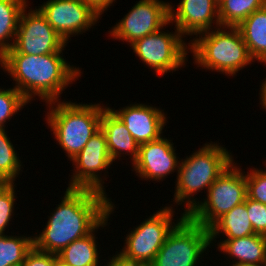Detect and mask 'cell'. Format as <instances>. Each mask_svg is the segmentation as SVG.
I'll return each mask as SVG.
<instances>
[{
	"mask_svg": "<svg viewBox=\"0 0 266 266\" xmlns=\"http://www.w3.org/2000/svg\"><path fill=\"white\" fill-rule=\"evenodd\" d=\"M245 177L247 197L266 205V170L252 168L249 172L247 171Z\"/></svg>",
	"mask_w": 266,
	"mask_h": 266,
	"instance_id": "obj_28",
	"label": "cell"
},
{
	"mask_svg": "<svg viewBox=\"0 0 266 266\" xmlns=\"http://www.w3.org/2000/svg\"><path fill=\"white\" fill-rule=\"evenodd\" d=\"M87 4L99 17L104 14L108 7L116 2V0H82Z\"/></svg>",
	"mask_w": 266,
	"mask_h": 266,
	"instance_id": "obj_31",
	"label": "cell"
},
{
	"mask_svg": "<svg viewBox=\"0 0 266 266\" xmlns=\"http://www.w3.org/2000/svg\"><path fill=\"white\" fill-rule=\"evenodd\" d=\"M115 207L116 206L111 201L107 217L90 234L76 239L62 249L57 254L58 259L68 266H99L100 252L97 248V237H95V232L100 229L99 227L103 229L109 224L108 220L110 215L113 214L112 212Z\"/></svg>",
	"mask_w": 266,
	"mask_h": 266,
	"instance_id": "obj_19",
	"label": "cell"
},
{
	"mask_svg": "<svg viewBox=\"0 0 266 266\" xmlns=\"http://www.w3.org/2000/svg\"><path fill=\"white\" fill-rule=\"evenodd\" d=\"M111 198L91 189L67 188L40 234L36 249L58 254L76 239L90 234L108 215Z\"/></svg>",
	"mask_w": 266,
	"mask_h": 266,
	"instance_id": "obj_1",
	"label": "cell"
},
{
	"mask_svg": "<svg viewBox=\"0 0 266 266\" xmlns=\"http://www.w3.org/2000/svg\"><path fill=\"white\" fill-rule=\"evenodd\" d=\"M218 251L232 259L229 266L250 264L266 265V236L252 234L236 239H224L217 243Z\"/></svg>",
	"mask_w": 266,
	"mask_h": 266,
	"instance_id": "obj_18",
	"label": "cell"
},
{
	"mask_svg": "<svg viewBox=\"0 0 266 266\" xmlns=\"http://www.w3.org/2000/svg\"><path fill=\"white\" fill-rule=\"evenodd\" d=\"M15 184L0 181V235L5 234V230L14 215V204L16 202Z\"/></svg>",
	"mask_w": 266,
	"mask_h": 266,
	"instance_id": "obj_27",
	"label": "cell"
},
{
	"mask_svg": "<svg viewBox=\"0 0 266 266\" xmlns=\"http://www.w3.org/2000/svg\"><path fill=\"white\" fill-rule=\"evenodd\" d=\"M0 66L13 78L14 83L16 82L13 87L29 103L36 96L46 104L59 101L63 91L73 81L78 80L82 73L79 67L70 65L63 58V53L37 56L5 53L0 58Z\"/></svg>",
	"mask_w": 266,
	"mask_h": 266,
	"instance_id": "obj_2",
	"label": "cell"
},
{
	"mask_svg": "<svg viewBox=\"0 0 266 266\" xmlns=\"http://www.w3.org/2000/svg\"><path fill=\"white\" fill-rule=\"evenodd\" d=\"M174 210L171 206L162 207L134 227L127 234L124 247L113 258L128 266H149L169 233L186 216L182 213L175 223Z\"/></svg>",
	"mask_w": 266,
	"mask_h": 266,
	"instance_id": "obj_6",
	"label": "cell"
},
{
	"mask_svg": "<svg viewBox=\"0 0 266 266\" xmlns=\"http://www.w3.org/2000/svg\"><path fill=\"white\" fill-rule=\"evenodd\" d=\"M38 9L66 43L74 35L88 31L102 18L82 0H48Z\"/></svg>",
	"mask_w": 266,
	"mask_h": 266,
	"instance_id": "obj_13",
	"label": "cell"
},
{
	"mask_svg": "<svg viewBox=\"0 0 266 266\" xmlns=\"http://www.w3.org/2000/svg\"><path fill=\"white\" fill-rule=\"evenodd\" d=\"M265 81L262 82L259 92L260 97V105L262 106V109L266 110V78H264Z\"/></svg>",
	"mask_w": 266,
	"mask_h": 266,
	"instance_id": "obj_32",
	"label": "cell"
},
{
	"mask_svg": "<svg viewBox=\"0 0 266 266\" xmlns=\"http://www.w3.org/2000/svg\"><path fill=\"white\" fill-rule=\"evenodd\" d=\"M245 204L255 234L266 236V205L248 197L245 199Z\"/></svg>",
	"mask_w": 266,
	"mask_h": 266,
	"instance_id": "obj_29",
	"label": "cell"
},
{
	"mask_svg": "<svg viewBox=\"0 0 266 266\" xmlns=\"http://www.w3.org/2000/svg\"><path fill=\"white\" fill-rule=\"evenodd\" d=\"M22 162L7 135L5 129H0V181L15 183L20 174Z\"/></svg>",
	"mask_w": 266,
	"mask_h": 266,
	"instance_id": "obj_25",
	"label": "cell"
},
{
	"mask_svg": "<svg viewBox=\"0 0 266 266\" xmlns=\"http://www.w3.org/2000/svg\"><path fill=\"white\" fill-rule=\"evenodd\" d=\"M233 161L208 188L203 201L187 215L193 222L209 228L218 218L245 202L247 182L245 171Z\"/></svg>",
	"mask_w": 266,
	"mask_h": 266,
	"instance_id": "obj_7",
	"label": "cell"
},
{
	"mask_svg": "<svg viewBox=\"0 0 266 266\" xmlns=\"http://www.w3.org/2000/svg\"><path fill=\"white\" fill-rule=\"evenodd\" d=\"M211 141L202 148L195 150L192 155L181 159L176 178L174 202L185 204L184 214L188 215L198 204L194 199L197 192L208 188L234 161L231 152L226 147Z\"/></svg>",
	"mask_w": 266,
	"mask_h": 266,
	"instance_id": "obj_3",
	"label": "cell"
},
{
	"mask_svg": "<svg viewBox=\"0 0 266 266\" xmlns=\"http://www.w3.org/2000/svg\"><path fill=\"white\" fill-rule=\"evenodd\" d=\"M169 4L161 0H140L108 31L109 36L131 45L146 35L168 27Z\"/></svg>",
	"mask_w": 266,
	"mask_h": 266,
	"instance_id": "obj_11",
	"label": "cell"
},
{
	"mask_svg": "<svg viewBox=\"0 0 266 266\" xmlns=\"http://www.w3.org/2000/svg\"><path fill=\"white\" fill-rule=\"evenodd\" d=\"M55 262L56 254L38 250L33 246L21 266H54Z\"/></svg>",
	"mask_w": 266,
	"mask_h": 266,
	"instance_id": "obj_30",
	"label": "cell"
},
{
	"mask_svg": "<svg viewBox=\"0 0 266 266\" xmlns=\"http://www.w3.org/2000/svg\"><path fill=\"white\" fill-rule=\"evenodd\" d=\"M49 108L45 117L54 138L73 159L89 139L101 129V116L106 107L102 104H80L71 101H54L46 104Z\"/></svg>",
	"mask_w": 266,
	"mask_h": 266,
	"instance_id": "obj_5",
	"label": "cell"
},
{
	"mask_svg": "<svg viewBox=\"0 0 266 266\" xmlns=\"http://www.w3.org/2000/svg\"><path fill=\"white\" fill-rule=\"evenodd\" d=\"M210 246L209 230L186 215L169 233L149 266H198Z\"/></svg>",
	"mask_w": 266,
	"mask_h": 266,
	"instance_id": "obj_8",
	"label": "cell"
},
{
	"mask_svg": "<svg viewBox=\"0 0 266 266\" xmlns=\"http://www.w3.org/2000/svg\"><path fill=\"white\" fill-rule=\"evenodd\" d=\"M27 2L28 0H0V58L13 47L19 18L22 10L29 4Z\"/></svg>",
	"mask_w": 266,
	"mask_h": 266,
	"instance_id": "obj_22",
	"label": "cell"
},
{
	"mask_svg": "<svg viewBox=\"0 0 266 266\" xmlns=\"http://www.w3.org/2000/svg\"><path fill=\"white\" fill-rule=\"evenodd\" d=\"M33 246V236L0 235V266H21Z\"/></svg>",
	"mask_w": 266,
	"mask_h": 266,
	"instance_id": "obj_24",
	"label": "cell"
},
{
	"mask_svg": "<svg viewBox=\"0 0 266 266\" xmlns=\"http://www.w3.org/2000/svg\"><path fill=\"white\" fill-rule=\"evenodd\" d=\"M70 161L74 165V171L67 188L91 189L103 194L107 193L101 172L113 165V161L107 149L105 133L101 129Z\"/></svg>",
	"mask_w": 266,
	"mask_h": 266,
	"instance_id": "obj_12",
	"label": "cell"
},
{
	"mask_svg": "<svg viewBox=\"0 0 266 266\" xmlns=\"http://www.w3.org/2000/svg\"><path fill=\"white\" fill-rule=\"evenodd\" d=\"M22 10L13 47L6 53L45 55L63 53L67 43L48 23L39 9Z\"/></svg>",
	"mask_w": 266,
	"mask_h": 266,
	"instance_id": "obj_10",
	"label": "cell"
},
{
	"mask_svg": "<svg viewBox=\"0 0 266 266\" xmlns=\"http://www.w3.org/2000/svg\"><path fill=\"white\" fill-rule=\"evenodd\" d=\"M198 35L189 45L197 67L233 77L254 62L238 27L219 26Z\"/></svg>",
	"mask_w": 266,
	"mask_h": 266,
	"instance_id": "obj_4",
	"label": "cell"
},
{
	"mask_svg": "<svg viewBox=\"0 0 266 266\" xmlns=\"http://www.w3.org/2000/svg\"><path fill=\"white\" fill-rule=\"evenodd\" d=\"M266 5V0H222L218 3L221 26L238 27L250 14Z\"/></svg>",
	"mask_w": 266,
	"mask_h": 266,
	"instance_id": "obj_23",
	"label": "cell"
},
{
	"mask_svg": "<svg viewBox=\"0 0 266 266\" xmlns=\"http://www.w3.org/2000/svg\"><path fill=\"white\" fill-rule=\"evenodd\" d=\"M171 141L161 136L159 139L139 145L138 158L132 164V171H135L136 176L146 181L150 179L160 182L167 178V175L178 172L181 159L177 156Z\"/></svg>",
	"mask_w": 266,
	"mask_h": 266,
	"instance_id": "obj_14",
	"label": "cell"
},
{
	"mask_svg": "<svg viewBox=\"0 0 266 266\" xmlns=\"http://www.w3.org/2000/svg\"><path fill=\"white\" fill-rule=\"evenodd\" d=\"M29 102L14 87L0 88V129H5V124ZM10 119V120H9Z\"/></svg>",
	"mask_w": 266,
	"mask_h": 266,
	"instance_id": "obj_26",
	"label": "cell"
},
{
	"mask_svg": "<svg viewBox=\"0 0 266 266\" xmlns=\"http://www.w3.org/2000/svg\"><path fill=\"white\" fill-rule=\"evenodd\" d=\"M101 130L105 133L107 149L113 162L119 157L130 155L133 164L139 155V144L130 134L126 125L110 109L105 107L101 116ZM127 153V154H126Z\"/></svg>",
	"mask_w": 266,
	"mask_h": 266,
	"instance_id": "obj_17",
	"label": "cell"
},
{
	"mask_svg": "<svg viewBox=\"0 0 266 266\" xmlns=\"http://www.w3.org/2000/svg\"><path fill=\"white\" fill-rule=\"evenodd\" d=\"M163 29L165 30L162 28L130 45L142 63L147 64L159 76L185 67L190 49V43H185L183 35L176 27L174 33L162 31Z\"/></svg>",
	"mask_w": 266,
	"mask_h": 266,
	"instance_id": "obj_9",
	"label": "cell"
},
{
	"mask_svg": "<svg viewBox=\"0 0 266 266\" xmlns=\"http://www.w3.org/2000/svg\"><path fill=\"white\" fill-rule=\"evenodd\" d=\"M110 109L126 125L139 145L159 139L163 135L167 117L164 110L160 108L134 103L119 110Z\"/></svg>",
	"mask_w": 266,
	"mask_h": 266,
	"instance_id": "obj_16",
	"label": "cell"
},
{
	"mask_svg": "<svg viewBox=\"0 0 266 266\" xmlns=\"http://www.w3.org/2000/svg\"><path fill=\"white\" fill-rule=\"evenodd\" d=\"M176 8L169 4V22L175 23L184 37L198 36L221 26L215 0H181Z\"/></svg>",
	"mask_w": 266,
	"mask_h": 266,
	"instance_id": "obj_15",
	"label": "cell"
},
{
	"mask_svg": "<svg viewBox=\"0 0 266 266\" xmlns=\"http://www.w3.org/2000/svg\"><path fill=\"white\" fill-rule=\"evenodd\" d=\"M252 59L266 65V5L238 26Z\"/></svg>",
	"mask_w": 266,
	"mask_h": 266,
	"instance_id": "obj_21",
	"label": "cell"
},
{
	"mask_svg": "<svg viewBox=\"0 0 266 266\" xmlns=\"http://www.w3.org/2000/svg\"><path fill=\"white\" fill-rule=\"evenodd\" d=\"M54 266H68V265L62 262L61 260H59L56 254V262Z\"/></svg>",
	"mask_w": 266,
	"mask_h": 266,
	"instance_id": "obj_34",
	"label": "cell"
},
{
	"mask_svg": "<svg viewBox=\"0 0 266 266\" xmlns=\"http://www.w3.org/2000/svg\"><path fill=\"white\" fill-rule=\"evenodd\" d=\"M109 266H128V265H124V264H121L119 263L115 258L113 257H110L109 259Z\"/></svg>",
	"mask_w": 266,
	"mask_h": 266,
	"instance_id": "obj_33",
	"label": "cell"
},
{
	"mask_svg": "<svg viewBox=\"0 0 266 266\" xmlns=\"http://www.w3.org/2000/svg\"><path fill=\"white\" fill-rule=\"evenodd\" d=\"M236 266H266V265H250V264H243V265H236Z\"/></svg>",
	"mask_w": 266,
	"mask_h": 266,
	"instance_id": "obj_35",
	"label": "cell"
},
{
	"mask_svg": "<svg viewBox=\"0 0 266 266\" xmlns=\"http://www.w3.org/2000/svg\"><path fill=\"white\" fill-rule=\"evenodd\" d=\"M210 244L216 241L219 234L225 239H236L255 234L249 220L245 202L235 206L232 210L218 218L209 228Z\"/></svg>",
	"mask_w": 266,
	"mask_h": 266,
	"instance_id": "obj_20",
	"label": "cell"
}]
</instances>
